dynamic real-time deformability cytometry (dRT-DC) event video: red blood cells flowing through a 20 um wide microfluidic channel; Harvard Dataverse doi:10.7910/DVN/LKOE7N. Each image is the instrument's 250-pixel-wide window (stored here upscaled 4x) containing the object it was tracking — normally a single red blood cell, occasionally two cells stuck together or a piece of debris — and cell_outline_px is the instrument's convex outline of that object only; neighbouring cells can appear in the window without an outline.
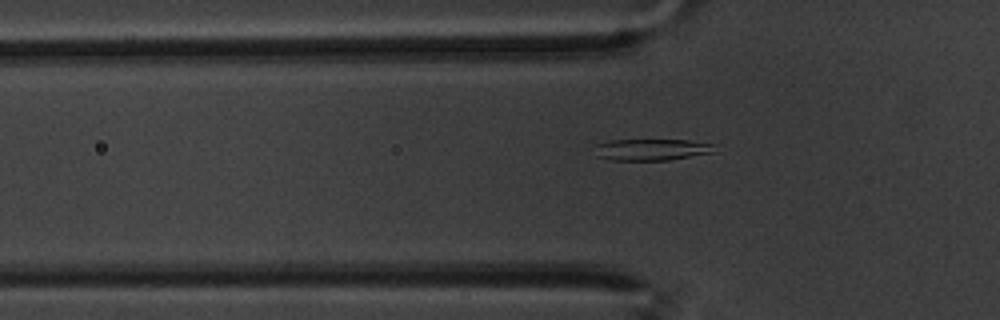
{"species": "common noctule bat (a hibernating species)", "species_latin": "Nyctalus noctula", "temperature_condition": "warm", "stored_images_in_passage": 42, "camera_frame_rate_fps": 3000, "um_per_image_px": 0.085, "animal": {"sex": "male", "body_mass_g": 20.1, "forearm_length_mm": 53.5}, "frame": {"image": 1, "passage_image": 2, "time_ms": 0.333, "image_size_px": [1000, 320], "cell_outline_px": [[716, 152], [668, 160], [612, 160], [596, 156], [596, 144], [608, 140], [688, 140], [716, 144]], "centroid_in_image_um": [55.43, 12.71], "position_along_channel_um": 70.4, "area_um2": 15.14}}
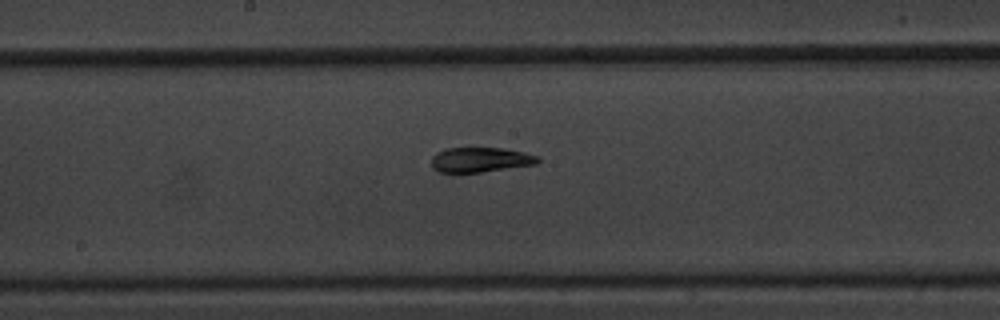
{"frame": {"image": 2, "passage_image": 14, "time_ms": 4.333, "image_size_px": [1000, 320], "cell_outline_px": [[540, 160], [536, 164], [480, 172], [440, 172], [432, 168], [432, 156], [436, 152], [444, 148], [504, 148], [524, 152], [540, 156]], "centroid_in_image_um": [40.83, 13.57], "position_along_channel_um": 207.4, "area_um2": 15.43}}
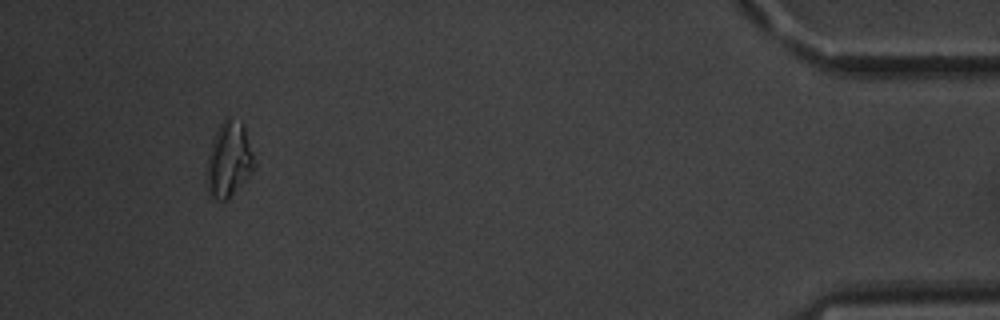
{"frame": {"image": 3, "passage_image": 38, "time_ms": 12.333, "image_size_px": [1000, 320], "cell_outline_px": [[256, 164], [252, 172], [228, 200], [216, 200], [208, 196], [204, 176], [208, 152], [212, 140], [220, 124], [228, 116], [240, 120], [244, 124]], "centroid_in_image_um": [19.42, 13.6], "position_along_channel_um": 415.8, "area_um2": 21.5}, "authors_computed_cell_mechanics": {"area_um2": 16.3863, "velocity_mm_per_s": 3.4032, "shape_relaxation_time_tau1_ms": 7.7485, "shape_relaxation_time_tau2_ms": 3.0346, "deformation_change_tau1": 0.1768, "deformation_change_tau2": 0.0819}}